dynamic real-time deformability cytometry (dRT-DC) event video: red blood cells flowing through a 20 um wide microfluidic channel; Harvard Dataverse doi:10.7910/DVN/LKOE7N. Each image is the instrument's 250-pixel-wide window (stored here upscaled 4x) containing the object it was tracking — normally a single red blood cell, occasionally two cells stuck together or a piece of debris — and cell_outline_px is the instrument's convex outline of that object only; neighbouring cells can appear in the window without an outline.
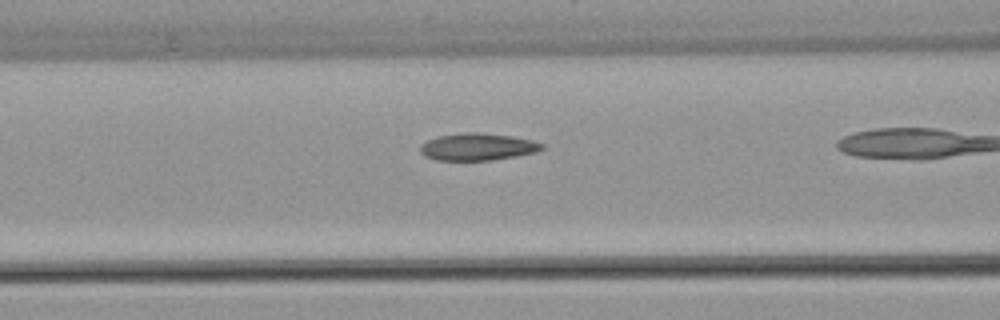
{"species": "common noctule bat (a hibernating species)", "species_latin": "Nyctalus noctula", "temperature_condition": "warm", "stored_images_in_passage": 30, "camera_frame_rate_fps": 3000, "um_per_image_px": 0.085, "animal": {"sex": "female", "body_mass_g": 22.7, "forearm_length_mm": 54.2}, "frame": {"image": 1, "passage_image": 19, "time_ms": 6.0, "image_size_px": [1000, 320], "cell_outline_px": [[544, 148], [536, 152], [516, 156], [492, 160], [436, 160], [424, 156], [420, 152], [420, 144], [428, 140], [440, 136], [464, 132], [480, 132], [512, 136], [532, 140], [544, 144]], "centroid_in_image_um": [40.6, 12.48], "position_along_channel_um": 126.0, "area_um2": 19.31}}
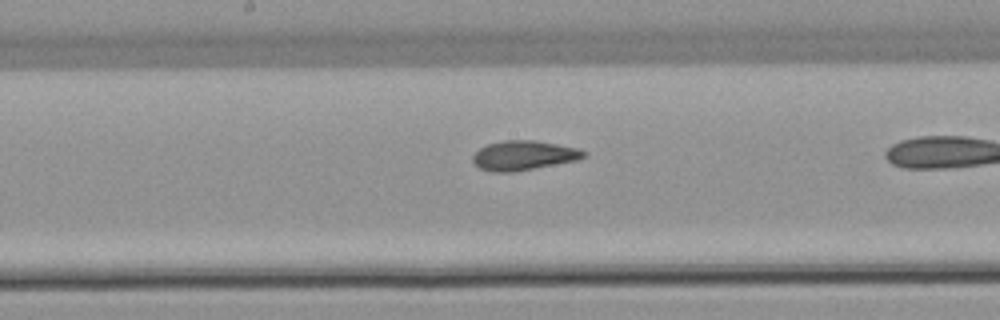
{"frame": {"image": 2, "passage_image": 25, "time_ms": 8.0, "image_size_px": [1000, 320], "cell_outline_px": [[588, 152], [584, 156], [576, 160], [512, 172], [492, 172], [480, 168], [472, 160], [472, 156], [480, 148], [488, 144], [504, 140], [536, 140], [576, 148]], "centroid_in_image_um": [44.48, 13.2], "position_along_channel_um": 203.7, "area_um2": 18.79}}
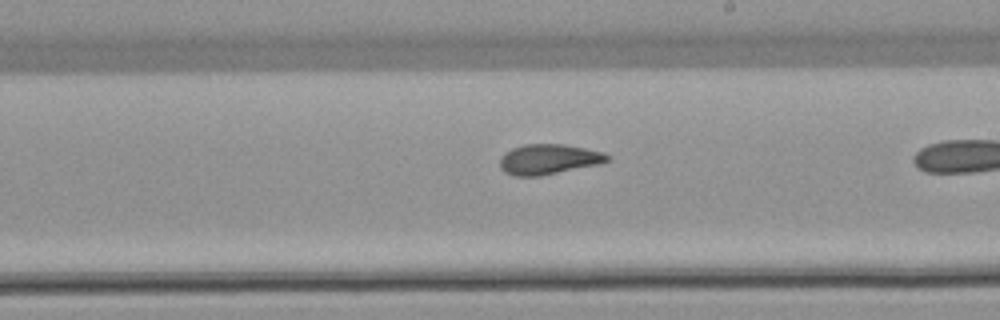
{"frame": {"image": 3, "passage_image": 28, "time_ms": 9.0, "image_size_px": [1000, 320], "cell_outline_px": [[612, 160], [600, 164], [540, 176], [516, 176], [504, 172], [500, 168], [500, 156], [504, 152], [512, 148], [524, 144], [564, 144], [604, 152], [612, 156]], "centroid_in_image_um": [46.65, 13.53], "position_along_channel_um": 242.3, "area_um2": 19.19}}